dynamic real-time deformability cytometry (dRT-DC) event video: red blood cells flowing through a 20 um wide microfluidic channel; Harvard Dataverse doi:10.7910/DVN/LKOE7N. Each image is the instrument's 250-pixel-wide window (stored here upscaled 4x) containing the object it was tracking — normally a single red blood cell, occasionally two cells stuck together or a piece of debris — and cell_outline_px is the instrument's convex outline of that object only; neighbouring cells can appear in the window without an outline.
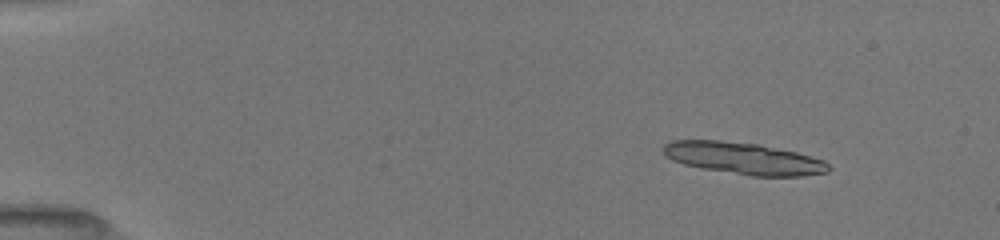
{"species": "common noctule bat (a hibernating species)", "species_latin": "Nyctalus noctula", "temperature_condition": "room temperature", "stored_images_in_passage": 5, "camera_frame_rate_fps": 3000, "um_per_image_px": 0.085, "animal": {"sex": "female", "body_mass_g": 19.5, "forearm_length_mm": 54.1}, "frame": {"image": 1, "passage_image": 3, "time_ms": 0.667, "image_size_px": [1000, 240], "cell_outline_px": [[816, 172], [780, 172], [696, 164], [700, 144], [732, 144], [764, 148], [788, 152], [804, 156], [816, 160]], "centroid_in_image_um": [64.07, 13.48], "position_along_channel_um": 20.9, "area_um2": 17.69}}